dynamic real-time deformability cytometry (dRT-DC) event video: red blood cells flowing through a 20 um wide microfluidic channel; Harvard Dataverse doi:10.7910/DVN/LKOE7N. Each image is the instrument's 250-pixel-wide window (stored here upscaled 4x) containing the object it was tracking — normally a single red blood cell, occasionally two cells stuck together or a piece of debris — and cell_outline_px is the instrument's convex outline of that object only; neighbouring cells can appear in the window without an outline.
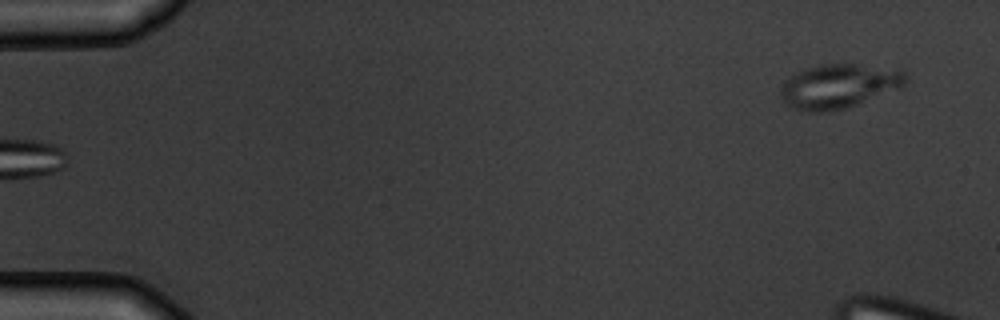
{"species": "common noctule bat (a hibernating species)", "species_latin": "Nyctalus noctula", "temperature_condition": "warm", "stored_images_in_passage": 7, "camera_frame_rate_fps": 3000, "um_per_image_px": 0.085, "animal": {"sex": "male", "body_mass_g": 19.5, "forearm_length_mm": 54.6}, "frame": {"image": 1, "passage_image": 7, "time_ms": 7.0, "image_size_px": [1000, 320], "cell_outline_px": [[908, 80], [900, 88], [856, 104], [844, 108], [828, 112], [804, 112], [792, 108], [784, 104], [780, 96], [780, 88], [784, 80], [788, 76], [796, 72], [808, 68], [824, 64], [856, 64], [904, 68], [908, 76]], "centroid_in_image_um": [71.31, 7.31], "position_along_channel_um": 13.7, "area_um2": 32.83}}